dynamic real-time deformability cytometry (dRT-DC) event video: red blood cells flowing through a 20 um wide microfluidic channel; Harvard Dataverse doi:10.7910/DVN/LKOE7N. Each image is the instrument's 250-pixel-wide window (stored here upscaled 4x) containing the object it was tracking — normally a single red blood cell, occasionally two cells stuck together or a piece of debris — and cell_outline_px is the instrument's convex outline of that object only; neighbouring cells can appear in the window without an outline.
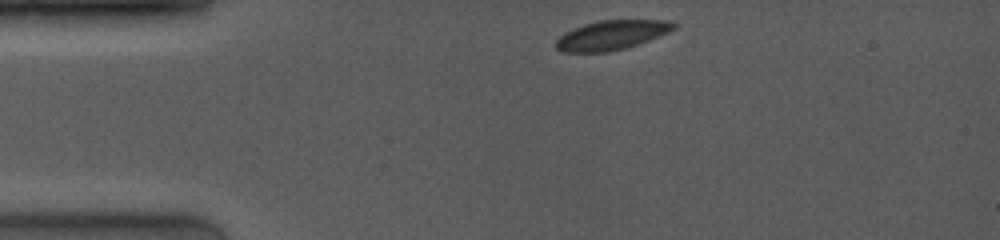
{"species": "common noctule bat (a hibernating species)", "species_latin": "Nyctalus noctula", "temperature_condition": "room temperature", "stored_images_in_passage": 24, "camera_frame_rate_fps": 4000, "um_per_image_px": 0.085, "animal": {"sex": "female", "body_mass_g": 19.0, "forearm_length_mm": 53.3}, "frame": {"image": 1, "passage_image": 1, "time_ms": 0.0, "image_size_px": [1000, 240], "cell_outline_px": [[676, 28], [668, 32], [648, 40], [624, 48], [608, 52], [564, 52], [556, 48], [556, 40], [564, 32], [572, 28], [584, 24], [600, 20], [668, 20], [676, 24]], "centroid_in_image_um": [51.96, 2.97], "position_along_channel_um": 33.0, "area_um2": 20.06}}
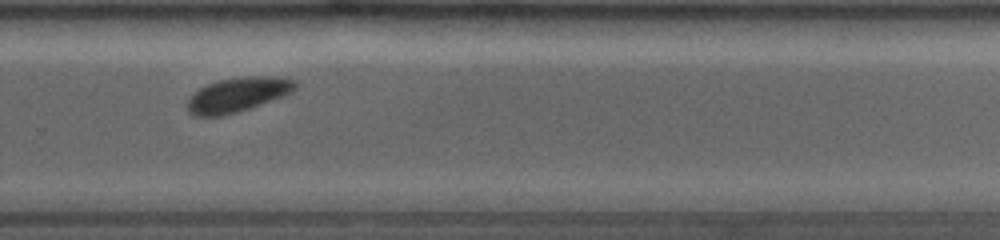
{"frame": {"image": 2, "passage_image": 17, "time_ms": 8.0, "image_size_px": [1000, 240], "cell_outline_px": [[300, 84], [292, 92], [248, 108], [236, 112], [220, 116], [196, 116], [188, 112], [188, 100], [200, 88], [208, 84], [220, 80], [244, 76], [288, 76], [296, 80]], "centroid_in_image_um": [20.28, 8.01], "position_along_channel_um": 309.5, "area_um2": 21.5}}
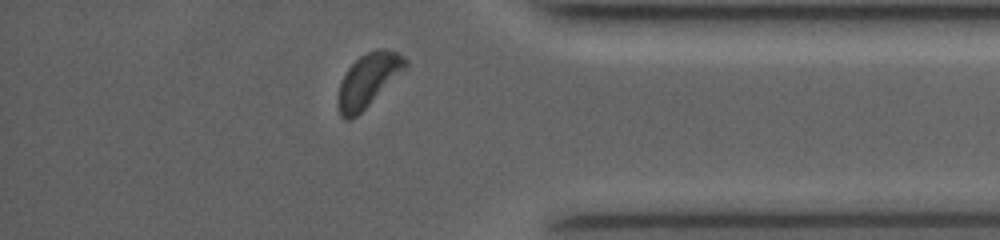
{"frame": {"image": 3, "passage_image": 22, "time_ms": 10.5, "image_size_px": [1000, 240], "cell_outline_px": [[408, 64], [356, 116], [348, 120], [344, 120], [340, 116], [336, 104], [340, 84], [348, 68], [360, 56], [376, 48], [384, 48], [396, 52], [404, 56], [408, 60]], "centroid_in_image_um": [31.25, 6.8], "position_along_channel_um": 404.0, "area_um2": 20.29}, "authors_computed_cell_mechanics": {"area_um2": 21.5016, "velocity_mm_per_s": 4.0147, "shape_relaxation_time_tau1_ms": 4.5484, "shape_relaxation_time_tau2_ms": null, "deformation_change_tau1": 0.099, "deformation_change_tau2": null}}